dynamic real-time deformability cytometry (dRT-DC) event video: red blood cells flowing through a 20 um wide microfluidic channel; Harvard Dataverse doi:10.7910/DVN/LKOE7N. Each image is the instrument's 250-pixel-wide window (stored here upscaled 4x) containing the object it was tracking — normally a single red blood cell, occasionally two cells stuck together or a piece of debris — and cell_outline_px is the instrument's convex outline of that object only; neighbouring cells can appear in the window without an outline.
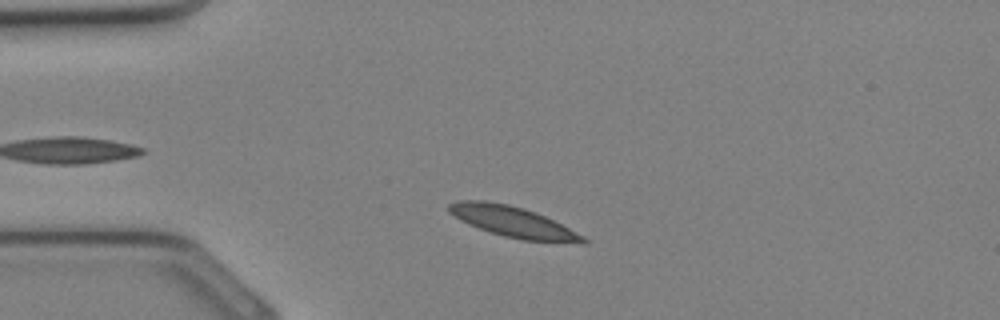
{"species": "Egyptian fruit bat (a non-hibernating species)", "species_latin": "Rousettus aegyptiacus", "temperature_condition": "cold", "stored_images_in_passage": 21, "camera_frame_rate_fps": 3000, "um_per_image_px": 0.085, "animal": {"sex": "female"}, "frame": {"image": 1, "passage_image": 4, "time_ms": 1.0, "image_size_px": [1000, 320], "cell_outline_px": [[588, 244], [584, 244], [524, 240], [504, 236], [468, 224], [460, 220], [448, 212], [448, 204], [460, 200], [484, 200], [508, 204], [524, 208], [536, 212], [584, 236], [588, 240]], "centroid_in_image_um": [43.61, 18.86], "position_along_channel_um": 41.4, "area_um2": 23.93}}
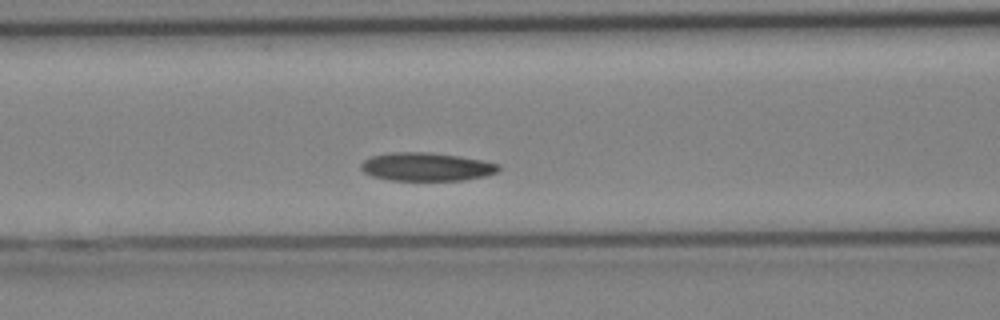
{"frame": {"image": 2, "passage_image": 10, "time_ms": 3.0, "image_size_px": [1000, 320], "cell_outline_px": [[500, 168], [496, 172], [488, 176], [464, 180], [392, 180], [372, 176], [364, 172], [360, 168], [360, 164], [364, 160], [372, 156], [392, 152], [428, 152], [460, 156], [484, 160], [500, 164]], "centroid_in_image_um": [36.28, 14.17], "position_along_channel_um": 130.3, "area_um2": 22.83}}
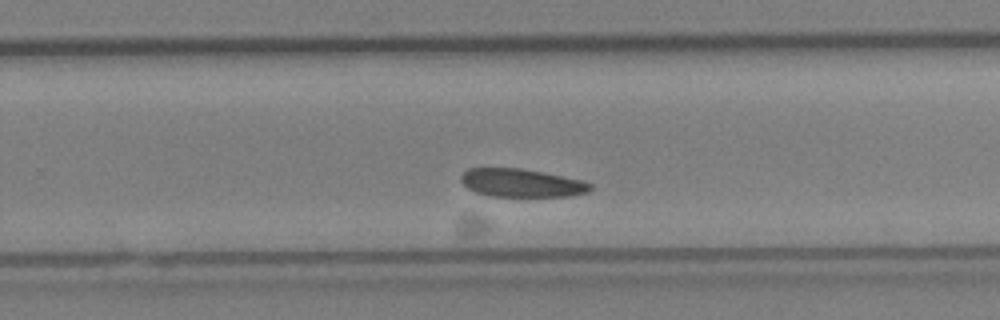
{"frame": {"image": 3, "passage_image": 18, "time_ms": 5.667, "image_size_px": [1000, 320], "cell_outline_px": [[592, 188], [588, 192], [572, 196], [488, 196], [476, 192], [468, 188], [460, 180], [460, 176], [468, 168], [520, 168], [580, 180], [592, 184]], "centroid_in_image_um": [44.3, 15.55], "position_along_channel_um": 285.5, "area_um2": 21.04}}